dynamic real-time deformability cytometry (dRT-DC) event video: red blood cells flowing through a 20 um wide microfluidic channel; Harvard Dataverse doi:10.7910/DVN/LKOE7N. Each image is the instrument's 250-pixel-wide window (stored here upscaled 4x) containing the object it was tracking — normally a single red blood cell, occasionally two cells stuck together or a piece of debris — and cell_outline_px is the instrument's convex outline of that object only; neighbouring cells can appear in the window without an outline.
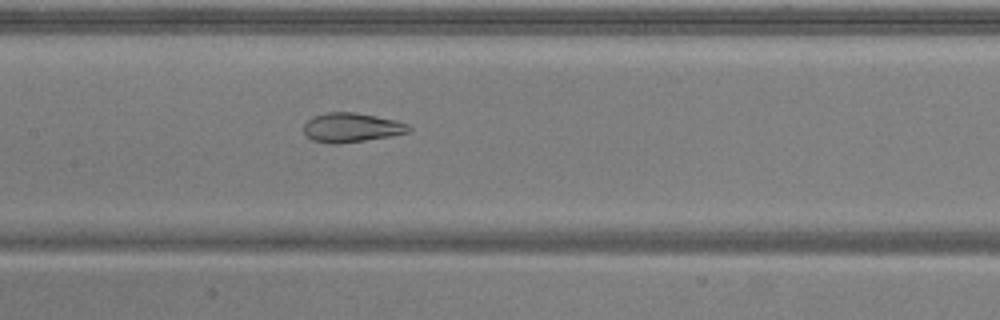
{"species": "common noctule bat (a hibernating species)", "species_latin": "Nyctalus noctula", "temperature_condition": "warm", "stored_images_in_passage": 42, "camera_frame_rate_fps": 3000, "um_per_image_px": 0.085, "animal": {"sex": "male", "body_mass_g": 20.5, "forearm_length_mm": 52.5}, "frame": {"image": 1, "passage_image": 24, "time_ms": 7.667, "image_size_px": [1000, 320], "cell_outline_px": [[412, 132], [340, 144], [332, 144], [312, 140], [304, 132], [304, 124], [312, 116], [328, 112], [352, 112], [376, 116], [396, 120], [408, 124], [412, 128]], "centroid_in_image_um": [29.89, 10.84], "position_along_channel_um": 177.5, "area_um2": 17.92}}